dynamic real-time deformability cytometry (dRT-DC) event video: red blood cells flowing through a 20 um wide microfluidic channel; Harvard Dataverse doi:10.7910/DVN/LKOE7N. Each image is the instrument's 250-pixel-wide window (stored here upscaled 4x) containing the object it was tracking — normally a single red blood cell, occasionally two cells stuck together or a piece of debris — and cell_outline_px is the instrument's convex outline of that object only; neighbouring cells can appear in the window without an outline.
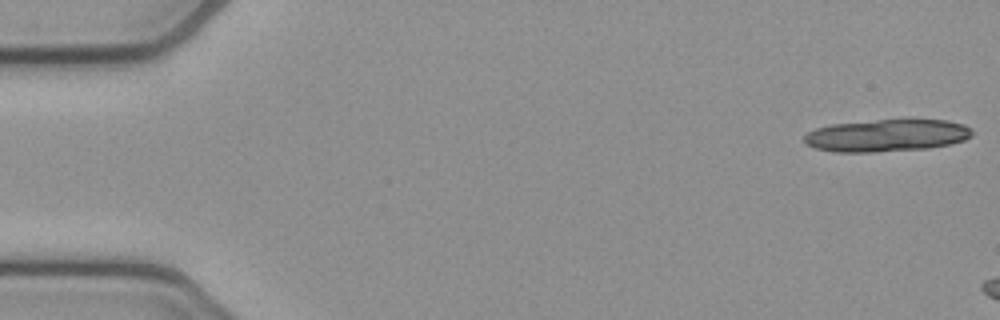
{"species": "common noctule bat (a hibernating species)", "species_latin": "Nyctalus noctula", "temperature_condition": "cold", "stored_images_in_passage": 34, "segment_of_instrument_passage": [1, 2], "camera_frame_rate_fps": 3000, "um_per_image_px": 0.085, "animal": {"sex": "female", "body_mass_g": 21.9}, "frame": {"image": 1, "passage_image": 1, "time_ms": 0.0, "image_size_px": [1000, 320], "cell_outline_px": [[972, 136], [964, 140], [952, 144], [928, 148], [872, 152], [836, 152], [816, 148], [808, 144], [804, 140], [804, 136], [808, 132], [816, 128], [832, 124], [912, 116], [948, 120], [964, 124], [972, 132]], "centroid_in_image_um": [75.45, 11.46], "position_along_channel_um": 9.5, "area_um2": 32.54}}